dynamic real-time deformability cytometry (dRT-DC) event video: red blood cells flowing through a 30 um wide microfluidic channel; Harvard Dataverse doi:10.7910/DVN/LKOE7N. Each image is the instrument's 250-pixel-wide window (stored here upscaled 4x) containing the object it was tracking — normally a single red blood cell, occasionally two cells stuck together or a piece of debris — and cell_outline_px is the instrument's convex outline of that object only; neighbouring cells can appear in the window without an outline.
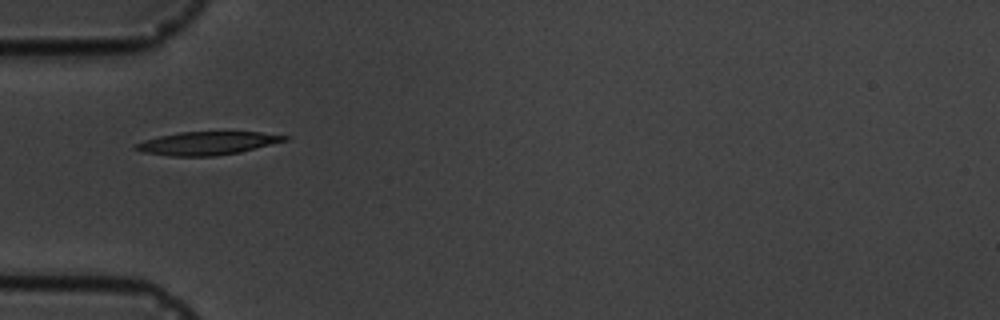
{"species": "common noctule bat (a hibernating species)", "species_latin": "Nyctalus noctula", "temperature_condition": "cold", "stored_images_in_passage": 6, "camera_frame_rate_fps": 3000, "um_per_image_px": 0.085, "animal": {"sex": "male", "body_mass_g": 19.5, "forearm_length_mm": 54.6}, "frame": {"image": 1, "passage_image": 6, "time_ms": 5.667, "image_size_px": [1000, 320], "cell_outline_px": [[292, 136], [288, 140], [240, 152], [216, 156], [172, 156], [144, 152], [132, 148], [132, 144], [144, 140], [160, 136], [180, 132], [260, 132]], "centroid_in_image_um": [17.62, 12.17], "position_along_channel_um": 67.4, "area_um2": 20.17}}